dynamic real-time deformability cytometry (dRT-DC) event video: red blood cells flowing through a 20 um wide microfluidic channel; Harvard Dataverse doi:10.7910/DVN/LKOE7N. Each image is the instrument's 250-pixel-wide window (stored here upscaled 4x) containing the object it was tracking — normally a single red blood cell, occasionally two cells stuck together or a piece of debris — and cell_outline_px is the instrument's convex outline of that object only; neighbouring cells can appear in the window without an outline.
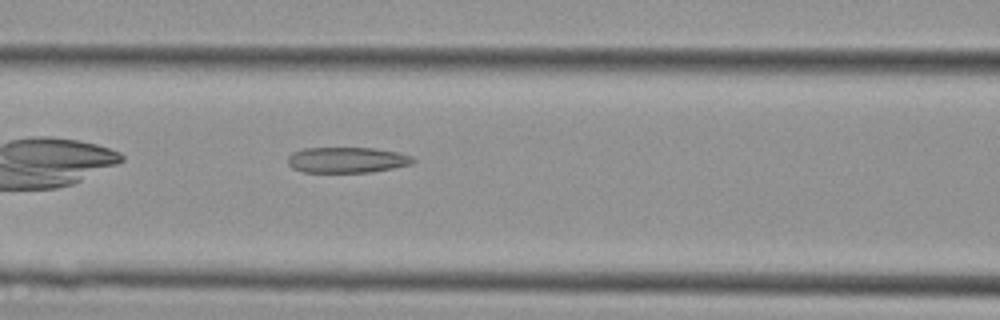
{"species": "Egyptian fruit bat (a non-hibernating species)", "species_latin": "Rousettus aegyptiacus", "temperature_condition": "cold", "stored_images_in_passage": 31, "camera_frame_rate_fps": 3000, "um_per_image_px": 0.085, "animal": {"sex": "female"}, "frame": {"image": 1, "passage_image": 6, "time_ms": 1.667, "image_size_px": [1000, 320], "cell_outline_px": [[416, 160], [412, 164], [372, 172], [300, 172], [292, 168], [288, 164], [288, 156], [292, 152], [304, 148], [372, 148], [400, 152], [412, 156]], "centroid_in_image_um": [29.49, 13.59], "position_along_channel_um": 137.1, "area_um2": 18.9}}
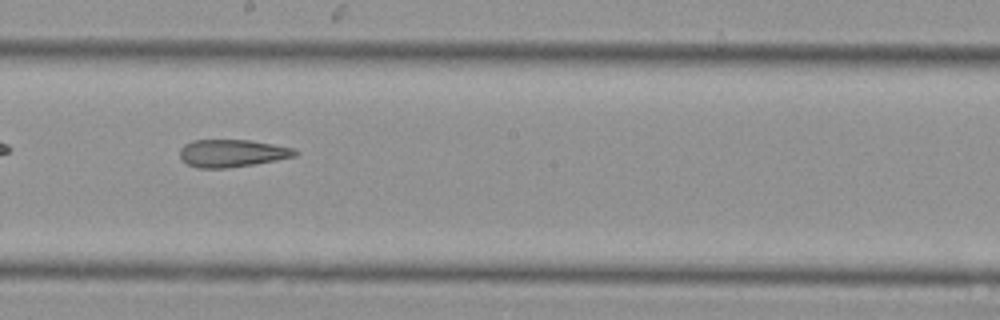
{"frame": {"image": 2, "passage_image": 12, "time_ms": 3.667, "image_size_px": [1000, 320], "cell_outline_px": [[300, 152], [296, 156], [256, 164], [228, 168], [196, 168], [188, 164], [180, 156], [180, 148], [184, 144], [192, 140], [252, 140], [296, 148]], "centroid_in_image_um": [19.77, 13.02], "position_along_channel_um": 228.4, "area_um2": 18.73}}
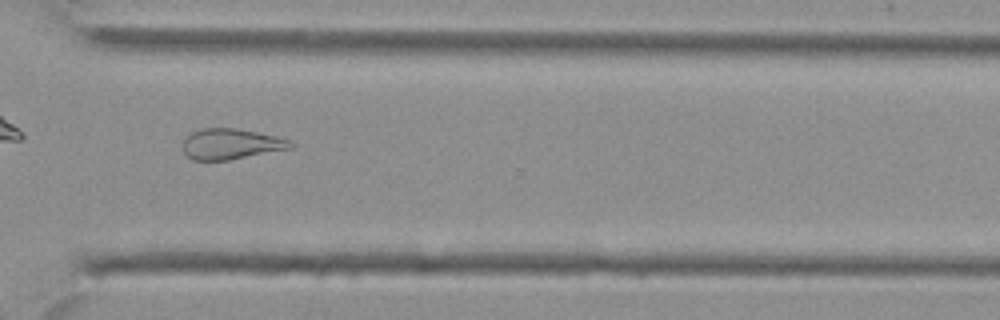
{"frame": {"image": 3, "passage_image": 20, "time_ms": 6.333, "image_size_px": [1000, 320], "cell_outline_px": [[296, 144], [292, 148], [228, 160], [192, 160], [184, 152], [184, 140], [192, 132], [200, 128], [236, 128], [276, 136], [288, 140]], "centroid_in_image_um": [19.64, 12.24], "position_along_channel_um": 351.0, "area_um2": 19.07}}